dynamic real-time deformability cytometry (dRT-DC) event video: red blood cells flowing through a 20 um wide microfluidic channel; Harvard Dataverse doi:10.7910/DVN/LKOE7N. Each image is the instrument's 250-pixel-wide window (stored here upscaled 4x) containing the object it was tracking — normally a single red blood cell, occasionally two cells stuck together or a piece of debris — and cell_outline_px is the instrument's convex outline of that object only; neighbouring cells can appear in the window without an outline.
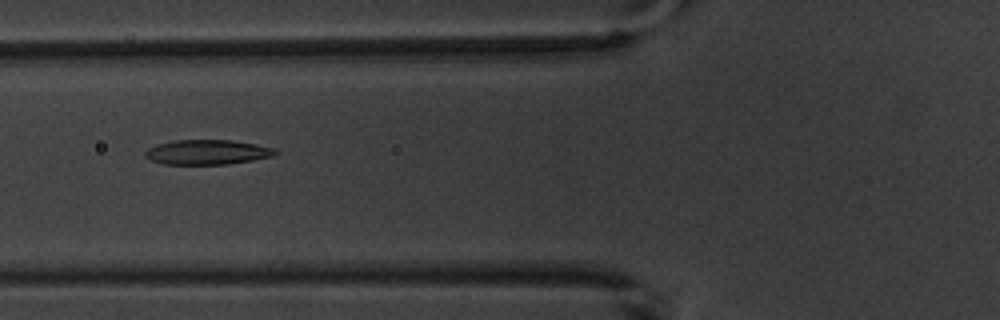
{"species": "common noctule bat (a hibernating species)", "species_latin": "Nyctalus noctula", "temperature_condition": "warm", "stored_images_in_passage": 7, "camera_frame_rate_fps": 3000, "um_per_image_px": 0.085, "animal": {"sex": "male", "body_mass_g": 20.1, "forearm_length_mm": 53.5}, "frame": {"image": 1, "passage_image": 4, "time_ms": 3.333, "image_size_px": [1000, 320], "cell_outline_px": [[280, 152], [272, 156], [252, 160], [228, 164], [164, 164], [152, 160], [144, 156], [144, 152], [148, 148], [156, 144], [176, 140], [232, 140], [256, 144], [272, 148]], "centroid_in_image_um": [17.6, 12.93], "position_along_channel_um": 108.2, "area_um2": 18.73}}
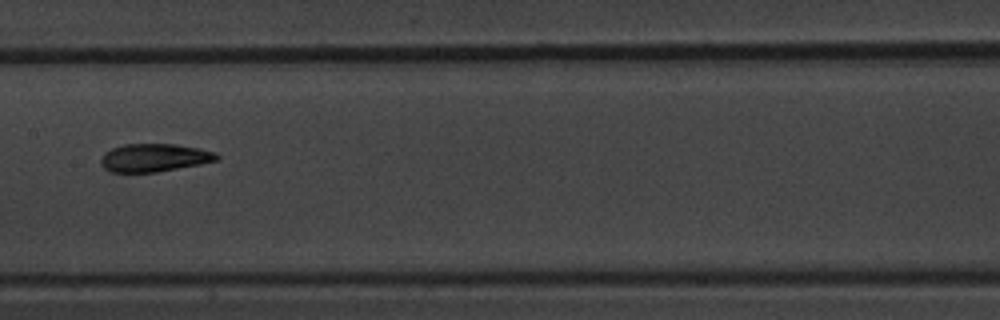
{"frame": {"image": 2, "passage_image": 6, "time_ms": 5.667, "image_size_px": [1000, 320], "cell_outline_px": [[220, 160], [200, 164], [156, 172], [112, 172], [104, 168], [100, 160], [104, 152], [112, 148], [124, 144], [176, 144], [200, 148], [216, 152], [220, 156]], "centroid_in_image_um": [13.15, 13.4], "position_along_channel_um": 194.3, "area_um2": 19.02}}
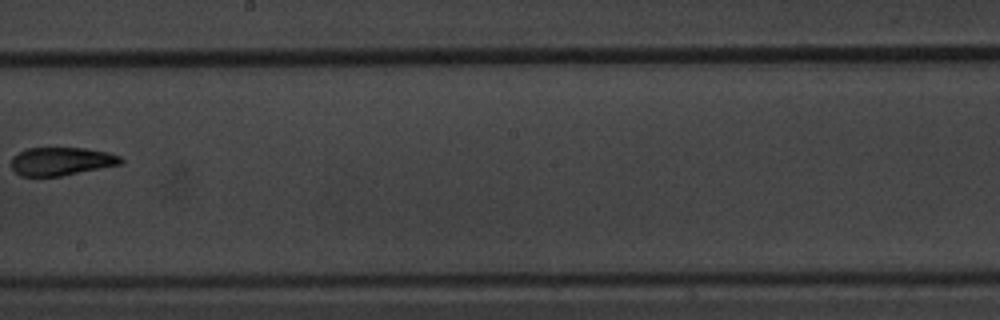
{"frame": {"image": 3, "passage_image": 7, "time_ms": 7.0, "image_size_px": [1000, 320], "cell_outline_px": [[124, 164], [60, 176], [20, 176], [12, 168], [12, 156], [28, 148], [88, 148], [108, 152], [120, 156], [124, 160]], "centroid_in_image_um": [5.26, 13.71], "position_along_channel_um": 242.9, "area_um2": 18.09}}